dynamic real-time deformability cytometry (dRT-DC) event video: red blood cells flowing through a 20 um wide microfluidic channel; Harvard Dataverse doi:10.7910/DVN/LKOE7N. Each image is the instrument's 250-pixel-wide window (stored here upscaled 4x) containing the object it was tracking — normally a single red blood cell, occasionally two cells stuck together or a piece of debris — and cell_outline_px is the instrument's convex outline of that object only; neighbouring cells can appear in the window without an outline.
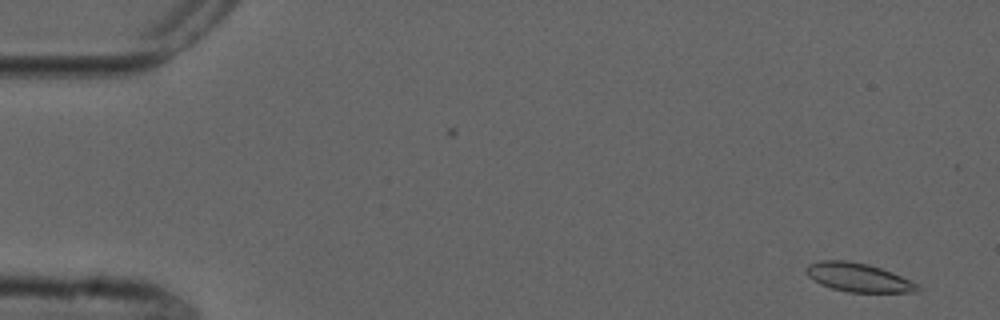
{"species": "common noctule bat (a hibernating species)", "species_latin": "Nyctalus noctula", "temperature_condition": "cold", "stored_images_in_passage": 5, "camera_frame_rate_fps": 3000, "um_per_image_px": 0.085, "animal": {"sex": "male", "forearm_length_mm": 52.5}, "frame": {"image": 1, "passage_image": 1, "time_ms": 0.0, "image_size_px": [1000, 320], "cell_outline_px": [[920, 292], [848, 292], [832, 288], [820, 284], [812, 280], [804, 272], [808, 264], [820, 260], [848, 260], [868, 264], [892, 272], [920, 284]], "centroid_in_image_um": [72.95, 23.58], "position_along_channel_um": 12.0, "area_um2": 18.84}}
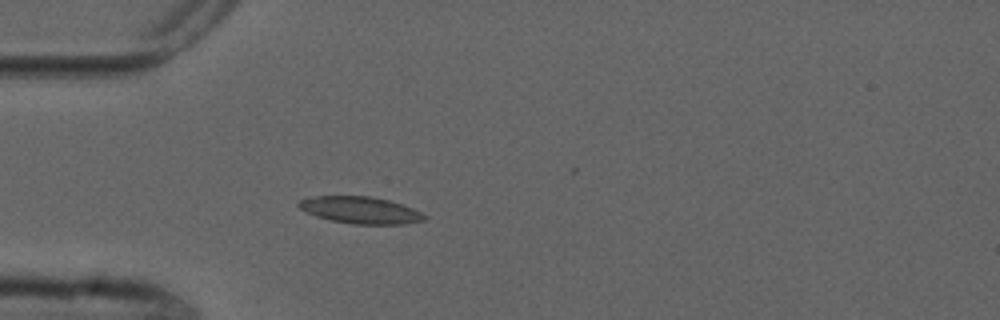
{"frame": {"image": 2, "passage_image": 5, "time_ms": 4.333, "image_size_px": [1000, 320], "cell_outline_px": [[428, 220], [404, 224], [352, 224], [332, 220], [316, 216], [300, 208], [296, 204], [300, 200], [316, 196], [372, 196], [388, 200], [412, 208], [428, 216]], "centroid_in_image_um": [30.68, 17.86], "position_along_channel_um": 54.3, "area_um2": 19.59}}